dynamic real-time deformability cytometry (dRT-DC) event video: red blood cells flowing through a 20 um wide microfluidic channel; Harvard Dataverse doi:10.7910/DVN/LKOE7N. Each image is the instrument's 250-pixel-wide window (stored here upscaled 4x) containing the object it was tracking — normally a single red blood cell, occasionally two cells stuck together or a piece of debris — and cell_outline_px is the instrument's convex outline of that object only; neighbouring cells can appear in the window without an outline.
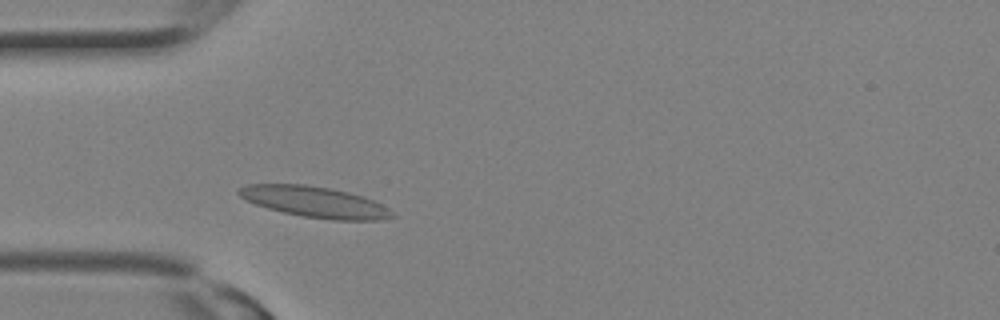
{"species": "Egyptian fruit bat (a non-hibernating species)", "species_latin": "Rousettus aegyptiacus", "temperature_condition": "room temperature", "stored_images_in_passage": 7, "camera_frame_rate_fps": 3000, "um_per_image_px": 0.085, "animal": {"sex": "female"}, "frame": {"image": 1, "passage_image": 5, "time_ms": 1.333, "image_size_px": [1000, 320], "cell_outline_px": [[396, 216], [380, 220], [332, 220], [304, 216], [284, 212], [268, 208], [256, 204], [240, 196], [236, 192], [236, 188], [248, 184], [304, 184], [328, 188], [348, 192], [372, 200], [388, 208]], "centroid_in_image_um": [26.73, 17.16], "position_along_channel_um": 58.3, "area_um2": 27.28}}
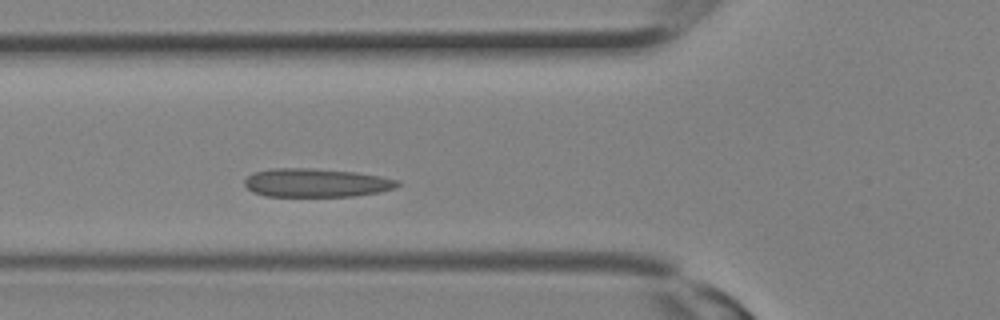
{"frame": {"image": 2, "passage_image": 7, "time_ms": 2.0, "image_size_px": [1000, 320], "cell_outline_px": [[400, 184], [396, 188], [380, 192], [356, 196], [264, 196], [252, 192], [244, 184], [244, 180], [252, 172], [272, 168], [312, 168], [356, 172], [380, 176], [396, 180]], "centroid_in_image_um": [26.85, 15.53], "position_along_channel_um": 98.9, "area_um2": 25.61}}